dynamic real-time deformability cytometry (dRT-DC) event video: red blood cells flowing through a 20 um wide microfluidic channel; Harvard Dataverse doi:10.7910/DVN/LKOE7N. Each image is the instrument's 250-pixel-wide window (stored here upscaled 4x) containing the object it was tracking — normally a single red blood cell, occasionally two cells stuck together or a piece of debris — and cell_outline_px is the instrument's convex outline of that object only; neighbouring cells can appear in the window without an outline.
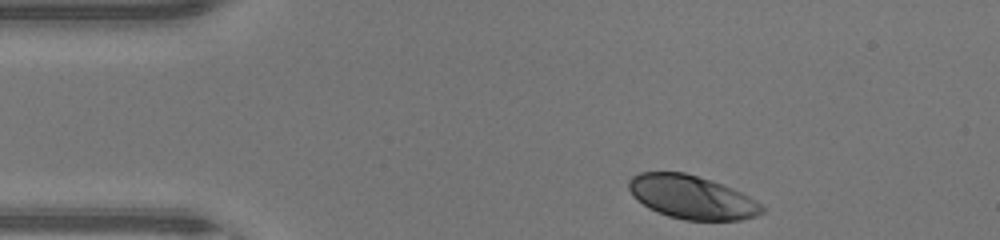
{"species": "human", "species_latin": "Homo sapiens", "temperature_condition": "warm", "stored_images_in_passage": 32, "camera_frame_rate_fps": 3000, "um_per_image_px": 0.085, "donor": {"sex": "male"}, "frame": {"image": 1, "passage_image": 1, "time_ms": 0.0, "image_size_px": [1000, 240], "cell_outline_px": [[768, 208], [764, 212], [756, 216], [740, 220], [684, 220], [668, 216], [656, 212], [648, 208], [636, 200], [632, 196], [628, 188], [628, 180], [632, 176], [640, 172], [684, 172], [712, 180], [724, 184], [756, 200]], "centroid_in_image_um": [58.8, 16.76], "position_along_channel_um": 26.2, "area_um2": 34.16}}
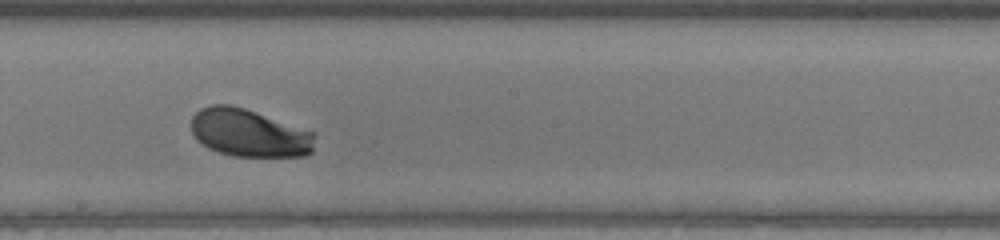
{"frame": {"image": 2, "passage_image": 19, "time_ms": 6.0, "image_size_px": [1000, 240], "cell_outline_px": [[316, 132], [312, 152], [308, 156], [232, 156], [208, 148], [196, 140], [192, 132], [192, 116], [200, 108], [212, 104], [232, 104]], "centroid_in_image_um": [21.19, 11.3], "position_along_channel_um": 227.0, "area_um2": 34.68}}
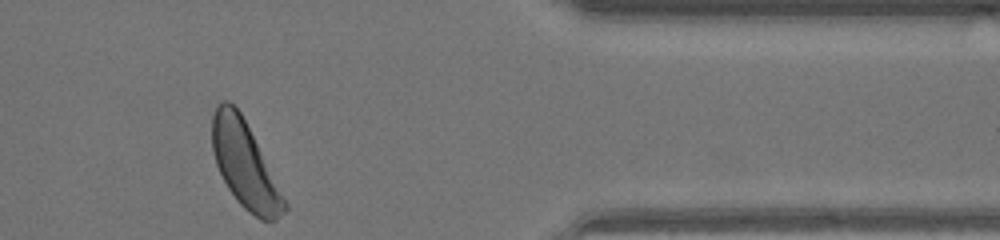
{"frame": {"image": 3, "passage_image": 32, "time_ms": 10.333, "image_size_px": [1000, 240], "cell_outline_px": [[288, 208], [276, 220], [260, 220], [244, 208], [236, 200], [228, 188], [216, 164], [212, 152], [212, 116], [216, 108], [224, 100], [228, 100], [240, 112], [288, 204]], "centroid_in_image_um": [20.8, 14.04], "position_along_channel_um": 390.6, "area_um2": 35.43}, "authors_computed_cell_mechanics": {"area_um2": 34.9401, "velocity_mm_per_s": 4.4096, "shape_relaxation_time_tau1_ms": 1.2554, "shape_relaxation_time_tau2_ms": null, "deformation_change_tau1": 0.1215, "deformation_change_tau2": null}}